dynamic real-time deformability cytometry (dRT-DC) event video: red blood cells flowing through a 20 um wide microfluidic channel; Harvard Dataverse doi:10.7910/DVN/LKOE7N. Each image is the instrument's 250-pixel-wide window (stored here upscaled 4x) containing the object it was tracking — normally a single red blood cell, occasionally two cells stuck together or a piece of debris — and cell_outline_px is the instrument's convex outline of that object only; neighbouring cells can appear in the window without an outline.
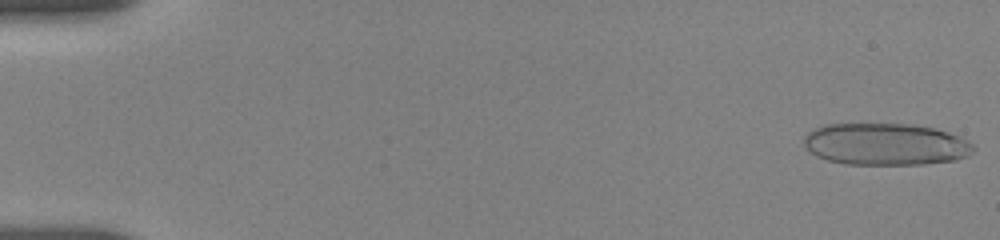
{"species": "human", "species_latin": "Homo sapiens", "temperature_condition": "room temperature", "stored_images_in_passage": 20, "camera_frame_rate_fps": 3000, "um_per_image_px": 0.085, "donor": {"sex": "female"}, "frame": {"image": 1, "passage_image": 1, "time_ms": 0.0, "image_size_px": [1000, 240], "cell_outline_px": [[976, 148], [968, 156], [956, 160], [924, 164], [844, 164], [828, 160], [816, 156], [804, 148], [804, 136], [812, 128], [824, 124], [912, 124], [932, 128], [948, 132], [972, 144]], "centroid_in_image_um": [75.22, 12.26], "position_along_channel_um": 9.8, "area_um2": 41.56}}
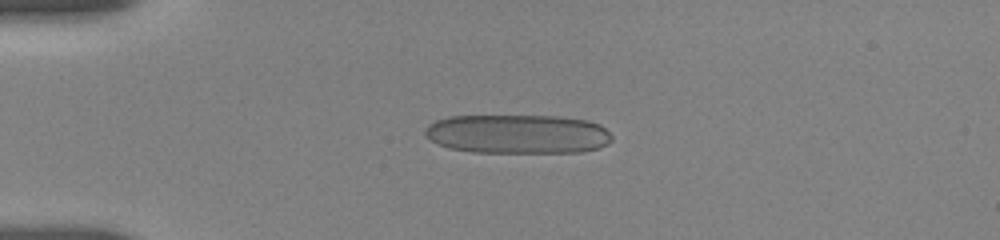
{"frame": {"image": 2, "passage_image": 15, "time_ms": 4.0, "image_size_px": [1000, 240], "cell_outline_px": [[612, 140], [608, 144], [600, 148], [580, 152], [472, 152], [448, 148], [432, 140], [424, 132], [428, 124], [436, 120], [448, 116], [560, 116], [588, 120], [600, 124], [612, 136]], "centroid_in_image_um": [44.04, 11.39], "position_along_channel_um": 41.0, "area_um2": 42.77}}